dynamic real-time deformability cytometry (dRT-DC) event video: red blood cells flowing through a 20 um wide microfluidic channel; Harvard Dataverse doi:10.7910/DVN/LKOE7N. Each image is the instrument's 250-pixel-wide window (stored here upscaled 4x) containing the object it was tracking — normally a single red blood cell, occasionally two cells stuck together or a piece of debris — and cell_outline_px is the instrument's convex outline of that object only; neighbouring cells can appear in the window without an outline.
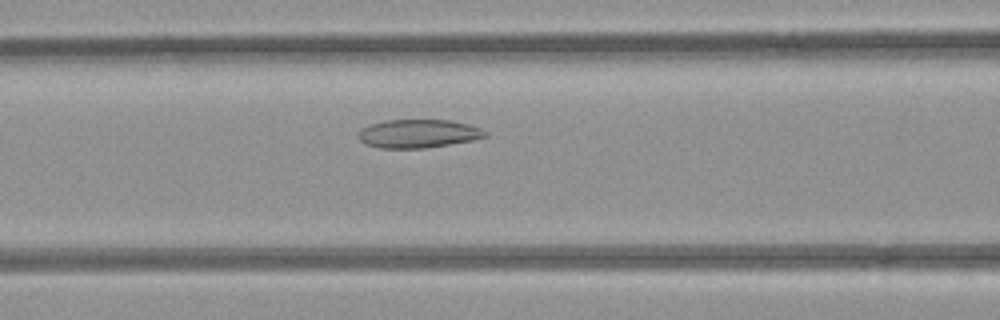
{"species": "common noctule bat (a hibernating species)", "species_latin": "Nyctalus noctula", "temperature_condition": "room temperature", "stored_images_in_passage": 39, "camera_frame_rate_fps": 3000, "um_per_image_px": 0.085, "animal": {"sex": "female", "body_mass_g": 21.9}, "frame": {"image": 1, "passage_image": 8, "time_ms": 2.333, "image_size_px": [1000, 320], "cell_outline_px": [[488, 136], [472, 140], [424, 148], [380, 148], [364, 144], [356, 136], [360, 128], [368, 124], [384, 120], [448, 120], [468, 124], [480, 128], [488, 132]], "centroid_in_image_um": [35.49, 11.35], "position_along_channel_um": 131.1, "area_um2": 21.15}}
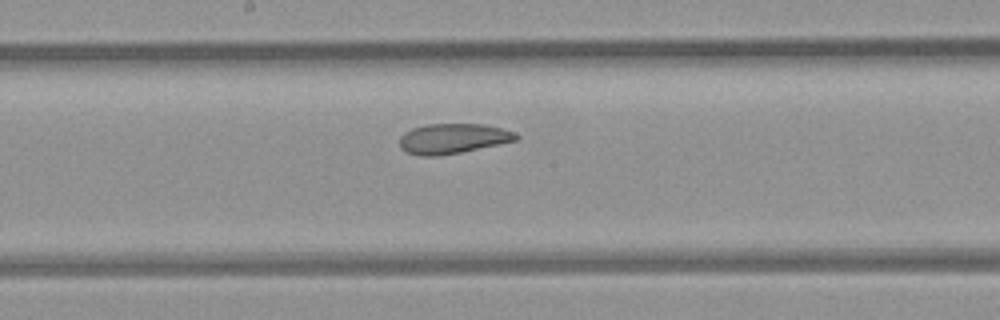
{"frame": {"image": 2, "passage_image": 14, "time_ms": 4.333, "image_size_px": [1000, 320], "cell_outline_px": [[520, 136], [516, 140], [500, 144], [440, 156], [420, 156], [404, 152], [400, 148], [400, 136], [404, 132], [412, 128], [428, 124], [484, 124], [500, 128], [512, 132]], "centroid_in_image_um": [38.44, 11.79], "position_along_channel_um": 209.8, "area_um2": 20.4}}
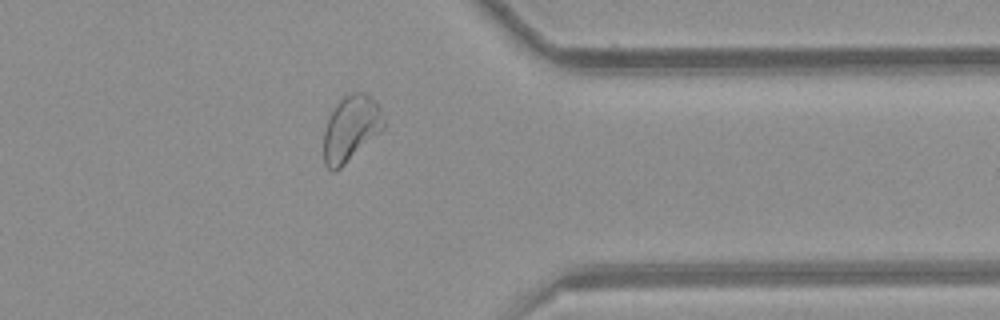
{"frame": {"image": 3, "passage_image": 28, "time_ms": 9.0, "image_size_px": [1000, 320], "cell_outline_px": [[384, 128], [336, 172], [332, 172], [324, 164], [324, 132], [328, 120], [336, 104], [344, 96], [352, 92], [364, 92], [380, 108], [384, 120]], "centroid_in_image_um": [29.8, 10.94], "position_along_channel_um": 381.6, "area_um2": 22.54}, "authors_computed_cell_mechanics": {"area_um2": 22.542, "velocity_mm_per_s": 3.9287, "shape_relaxation_time_tau1_ms": null, "shape_relaxation_time_tau2_ms": 5.5479, "deformation_change_tau1": null, "deformation_change_tau2": 0.12}}